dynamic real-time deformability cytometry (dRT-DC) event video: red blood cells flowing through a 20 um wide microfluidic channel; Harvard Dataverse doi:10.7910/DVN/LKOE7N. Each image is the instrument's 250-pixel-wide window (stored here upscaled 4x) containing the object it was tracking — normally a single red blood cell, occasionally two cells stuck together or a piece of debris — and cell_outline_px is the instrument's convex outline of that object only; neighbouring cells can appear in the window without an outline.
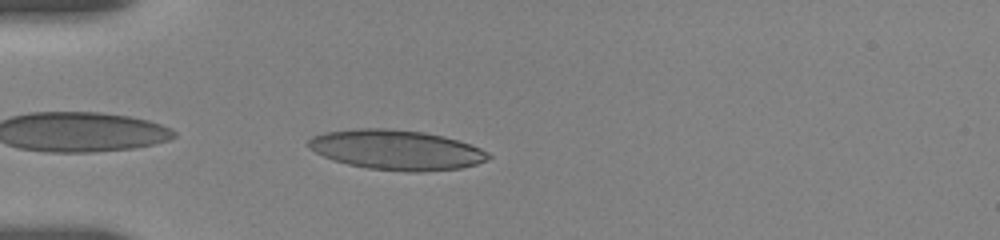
{"species": "human", "species_latin": "Homo sapiens", "temperature_condition": "room temperature", "stored_images_in_passage": 10, "camera_frame_rate_fps": 3000, "um_per_image_px": 0.085, "donor": {"sex": "female"}, "frame": {"image": 1, "passage_image": 5, "time_ms": 0.667, "image_size_px": [1000, 240], "cell_outline_px": [[492, 156], [476, 164], [460, 168], [424, 172], [408, 172], [368, 168], [348, 164], [332, 160], [308, 148], [308, 140], [312, 136], [324, 132], [356, 128], [392, 128], [424, 132], [444, 136], [480, 148], [488, 152]], "centroid_in_image_um": [33.66, 12.73], "position_along_channel_um": 51.3, "area_um2": 41.91}}